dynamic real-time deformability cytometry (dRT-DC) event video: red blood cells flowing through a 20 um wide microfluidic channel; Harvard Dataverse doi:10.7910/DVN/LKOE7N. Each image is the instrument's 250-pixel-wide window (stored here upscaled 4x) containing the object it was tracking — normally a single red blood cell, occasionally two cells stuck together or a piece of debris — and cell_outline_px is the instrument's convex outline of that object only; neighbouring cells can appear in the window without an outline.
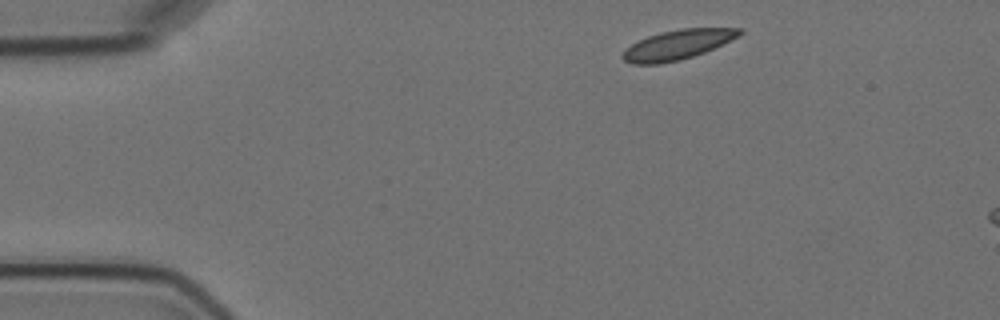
{"species": "Egyptian fruit bat (a non-hibernating species)", "species_latin": "Rousettus aegyptiacus", "temperature_condition": "cold", "stored_images_in_passage": 3, "camera_frame_rate_fps": 3000, "um_per_image_px": 0.085, "animal": {"sex": "female"}, "frame": {"image": 1, "passage_image": 1, "time_ms": 0.0, "image_size_px": [1000, 320], "cell_outline_px": [[744, 32], [740, 36], [704, 52], [680, 60], [660, 64], [632, 64], [624, 60], [620, 56], [624, 48], [648, 36], [660, 32], [680, 28], [744, 28]], "centroid_in_image_um": [57.58, 3.8], "position_along_channel_um": 27.4, "area_um2": 20.29}}